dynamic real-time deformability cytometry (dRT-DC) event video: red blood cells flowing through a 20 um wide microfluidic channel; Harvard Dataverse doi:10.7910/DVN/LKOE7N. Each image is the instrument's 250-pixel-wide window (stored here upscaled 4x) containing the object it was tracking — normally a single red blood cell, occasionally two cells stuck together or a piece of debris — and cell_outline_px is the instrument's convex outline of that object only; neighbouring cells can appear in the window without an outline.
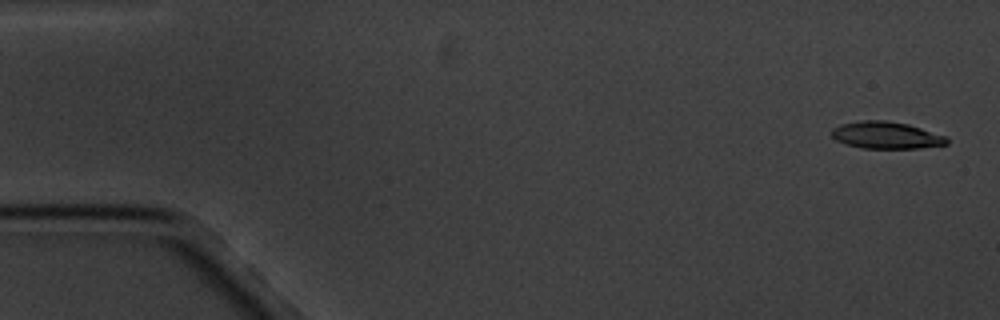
{"species": "common noctule bat (a hibernating species)", "species_latin": "Nyctalus noctula", "temperature_condition": "cold", "stored_images_in_passage": 10, "camera_frame_rate_fps": 3000, "um_per_image_px": 0.085, "animal": {"sex": "male", "body_mass_g": 20.1, "forearm_length_mm": 53.5}, "frame": {"image": 1, "passage_image": 1, "time_ms": 0.0, "image_size_px": [1000, 320], "cell_outline_px": [[948, 144], [920, 148], [860, 148], [836, 140], [832, 136], [832, 128], [840, 124], [860, 120], [884, 120], [908, 124], [948, 136]], "centroid_in_image_um": [75.35, 11.49], "position_along_channel_um": 9.7, "area_um2": 18.21}}
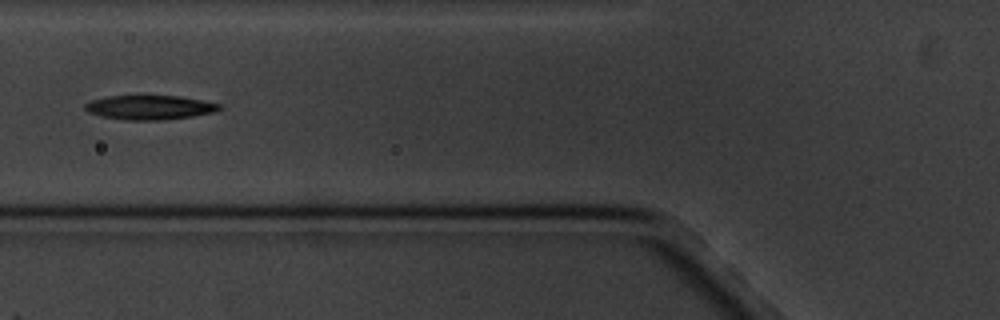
{"frame": {"image": 2, "passage_image": 6, "time_ms": 6.667, "image_size_px": [1000, 320], "cell_outline_px": [[224, 108], [216, 112], [192, 116], [164, 120], [124, 120], [100, 116], [88, 112], [84, 108], [84, 104], [92, 100], [108, 96], [176, 96], [200, 100], [220, 104]], "centroid_in_image_um": [12.72, 9.14], "position_along_channel_um": 113.1, "area_um2": 19.02}}
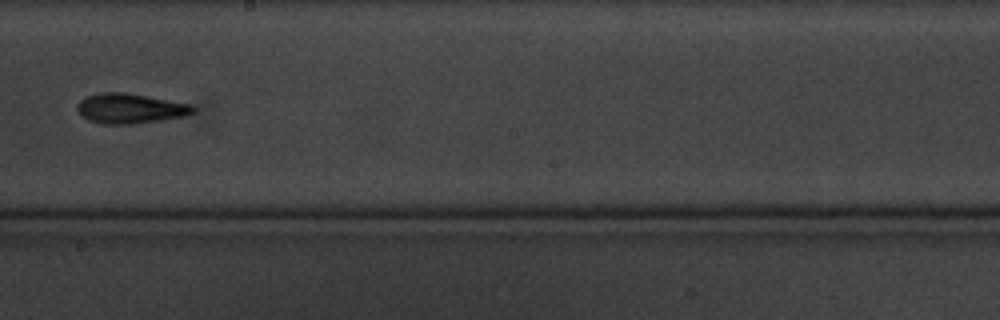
{"frame": {"image": 3, "passage_image": 9, "time_ms": 10.333, "image_size_px": [1000, 320], "cell_outline_px": [[196, 108], [192, 112], [184, 116], [160, 120], [132, 124], [100, 124], [88, 120], [80, 116], [76, 108], [76, 104], [80, 100], [88, 96], [104, 92], [124, 92], [192, 104]], "centroid_in_image_um": [11.02, 9.22], "position_along_channel_um": 237.2, "area_um2": 20.23}}